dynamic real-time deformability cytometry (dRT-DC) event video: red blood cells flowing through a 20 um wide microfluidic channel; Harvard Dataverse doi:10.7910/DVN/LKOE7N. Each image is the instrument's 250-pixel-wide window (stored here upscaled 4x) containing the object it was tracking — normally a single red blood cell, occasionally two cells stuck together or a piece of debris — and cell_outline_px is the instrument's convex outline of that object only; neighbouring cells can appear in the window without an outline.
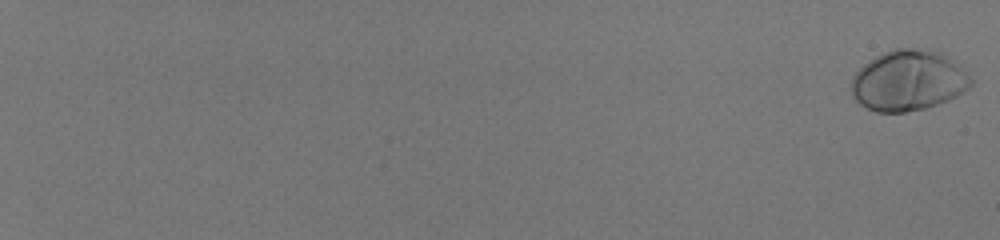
{"species": "human", "species_latin": "Homo sapiens", "temperature_condition": "room temperature", "stored_images_in_passage": 59, "camera_frame_rate_fps": 3000, "um_per_image_px": 0.085, "donor": {"sex": "male"}, "frame": {"image": 1, "passage_image": 1, "time_ms": 0.0, "image_size_px": [1000, 240], "cell_outline_px": [[972, 84], [964, 92], [948, 100], [924, 108], [904, 112], [876, 112], [860, 104], [852, 96], [852, 76], [868, 60], [892, 48], [916, 48], [940, 52], [948, 56], [972, 80]], "centroid_in_image_um": [77.17, 6.84], "position_along_channel_um": 7.8, "area_um2": 41.91}}
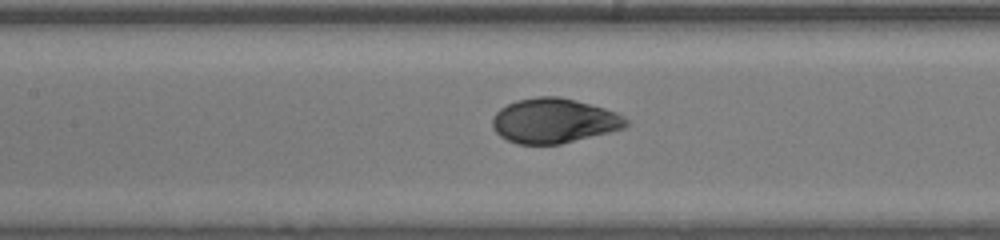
{"frame": {"image": 2, "passage_image": 35, "time_ms": 11.333, "image_size_px": [1000, 240], "cell_outline_px": [[628, 124], [624, 128], [560, 144], [516, 144], [500, 136], [492, 128], [492, 116], [500, 108], [516, 100], [536, 96], [560, 96], [576, 100], [604, 108], [616, 112], [624, 116], [628, 120]], "centroid_in_image_um": [47.06, 10.25], "position_along_channel_um": 160.3, "area_um2": 34.91}}
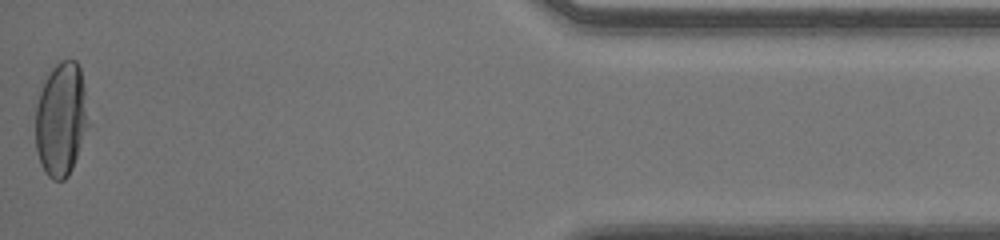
{"frame": {"image": 3, "passage_image": 59, "time_ms": 19.333, "image_size_px": [1000, 240], "cell_outline_px": [[92, 124], [72, 168], [68, 176], [64, 180], [52, 180], [48, 176], [40, 164], [36, 148], [36, 104], [44, 80], [52, 68], [60, 60], [76, 60], [80, 68]], "centroid_in_image_um": [5.24, 10.15], "position_along_channel_um": 430.0, "area_um2": 35.89}, "authors_computed_cell_mechanics": {"area_um2": 36.125, "velocity_mm_per_s": 4.0256, "shape_relaxation_time_tau1_ms": 3.3166, "shape_relaxation_time_tau2_ms": null, "deformation_change_tau1": 0.179, "deformation_change_tau2": null}}